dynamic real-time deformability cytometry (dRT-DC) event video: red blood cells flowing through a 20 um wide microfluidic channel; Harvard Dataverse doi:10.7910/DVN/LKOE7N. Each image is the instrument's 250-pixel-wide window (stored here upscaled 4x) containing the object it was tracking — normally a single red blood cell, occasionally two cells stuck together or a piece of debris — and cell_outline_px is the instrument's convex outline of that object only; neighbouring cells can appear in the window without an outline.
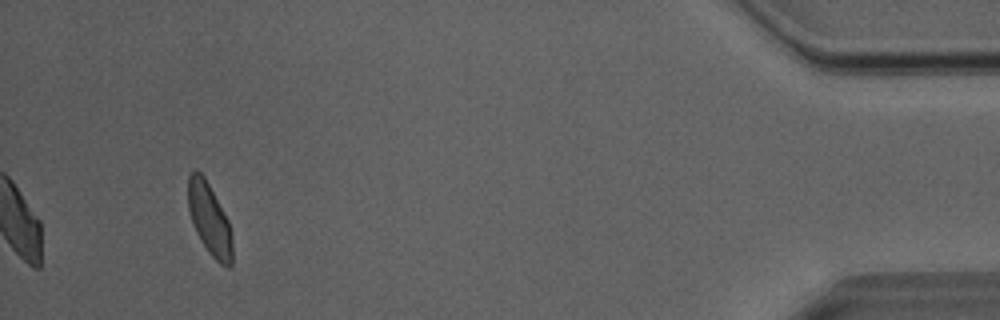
{"species": "Egyptian fruit bat (a non-hibernating species)", "species_latin": "Rousettus aegyptiacus", "temperature_condition": "room temperature", "stored_images_in_passage": 33, "camera_frame_rate_fps": 3000, "um_per_image_px": 0.085, "animal": {"sex": "male"}, "frame": {"image": 1, "passage_image": 33, "time_ms": 10.667, "image_size_px": [1000, 320], "cell_outline_px": [[232, 264], [228, 268], [220, 264], [208, 252], [200, 240], [196, 232], [188, 208], [188, 176], [192, 172], [200, 172], [204, 176], [228, 220], [232, 236]], "centroid_in_image_um": [17.81, 18.68], "position_along_channel_um": 417.4, "area_um2": 18.26}, "authors_computed_cell_mechanics": {"area_um2": 19.1318, "velocity_mm_per_s": 4.0267, "shape_relaxation_time_tau1_ms": 2.8673, "shape_relaxation_time_tau2_ms": null, "deformation_change_tau1": 0.0814, "deformation_change_tau2": null}}